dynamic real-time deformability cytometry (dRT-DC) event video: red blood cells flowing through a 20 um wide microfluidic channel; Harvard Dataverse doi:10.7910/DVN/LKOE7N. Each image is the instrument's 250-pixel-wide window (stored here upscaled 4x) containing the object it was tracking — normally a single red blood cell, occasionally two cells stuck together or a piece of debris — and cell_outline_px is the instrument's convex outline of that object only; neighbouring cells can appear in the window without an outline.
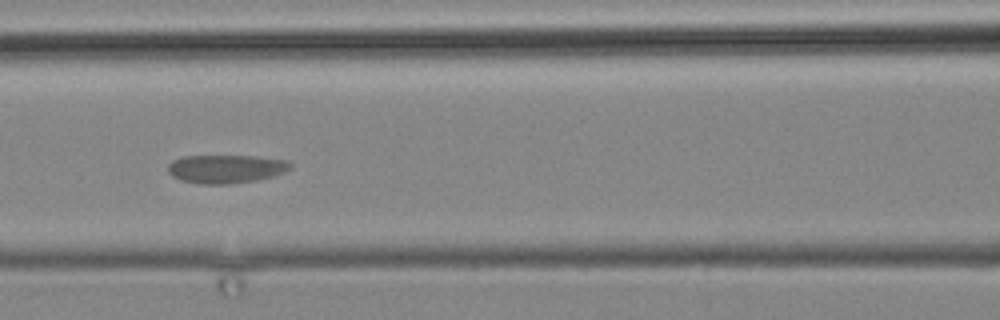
{"species": "common noctule bat (a hibernating species)", "species_latin": "Nyctalus noctula", "temperature_condition": "cold", "stored_images_in_passage": 4, "camera_frame_rate_fps": 3000, "um_per_image_px": 0.085, "animal": {"sex": "male", "body_mass_g": 19.2, "forearm_length_mm": 51.8}, "frame": {"image": 1, "passage_image": 3, "time_ms": 2.333, "image_size_px": [1000, 320], "cell_outline_px": [[292, 168], [284, 172], [272, 176], [256, 180], [228, 184], [200, 184], [180, 180], [172, 176], [168, 172], [168, 164], [172, 160], [184, 156], [256, 156], [288, 160], [292, 164]], "centroid_in_image_um": [19.2, 14.35], "position_along_channel_um": 147.4, "area_um2": 20.4}}
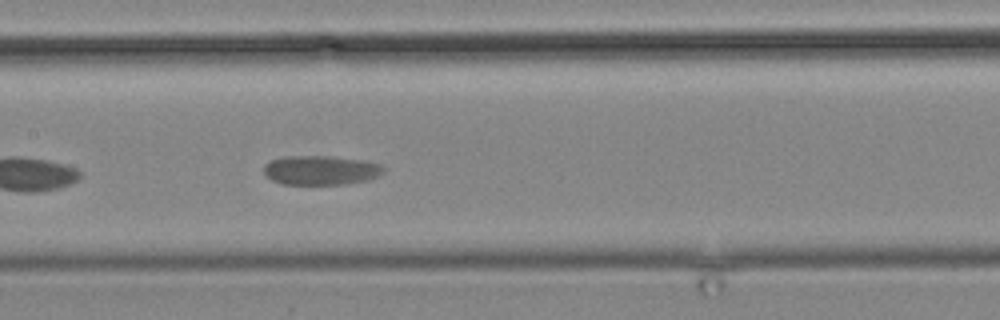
{"frame": {"image": 2, "passage_image": 4, "time_ms": 3.333, "image_size_px": [1000, 320], "cell_outline_px": [[384, 172], [368, 180], [348, 184], [280, 184], [264, 176], [264, 164], [272, 160], [288, 156], [328, 156], [364, 160], [380, 164], [384, 168]], "centroid_in_image_um": [27.25, 14.47], "position_along_channel_um": 180.1, "area_um2": 20.52}}